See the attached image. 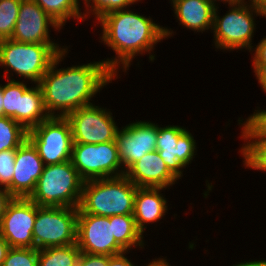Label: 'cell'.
Returning a JSON list of instances; mask_svg holds the SVG:
<instances>
[{"instance_id":"277c9868","label":"cell","mask_w":266,"mask_h":266,"mask_svg":"<svg viewBox=\"0 0 266 266\" xmlns=\"http://www.w3.org/2000/svg\"><path fill=\"white\" fill-rule=\"evenodd\" d=\"M221 5L216 6L214 12L213 48L221 52H250L253 47V37L260 21L263 10L244 0L239 3L228 4V11L220 15ZM258 22V23H256ZM245 49V50H244Z\"/></svg>"},{"instance_id":"7a4b0ae2","label":"cell","mask_w":266,"mask_h":266,"mask_svg":"<svg viewBox=\"0 0 266 266\" xmlns=\"http://www.w3.org/2000/svg\"><path fill=\"white\" fill-rule=\"evenodd\" d=\"M71 48L69 45L55 57L39 82L44 107L50 117H66L80 107L95 103L98 93L100 96L103 88L107 89L118 79L102 59L62 67Z\"/></svg>"},{"instance_id":"484cf974","label":"cell","mask_w":266,"mask_h":266,"mask_svg":"<svg viewBox=\"0 0 266 266\" xmlns=\"http://www.w3.org/2000/svg\"><path fill=\"white\" fill-rule=\"evenodd\" d=\"M82 3L83 22L93 17V23L110 12L127 9L138 4L135 0H82Z\"/></svg>"},{"instance_id":"30bf717a","label":"cell","mask_w":266,"mask_h":266,"mask_svg":"<svg viewBox=\"0 0 266 266\" xmlns=\"http://www.w3.org/2000/svg\"><path fill=\"white\" fill-rule=\"evenodd\" d=\"M112 109L98 103L80 107L66 116L72 131L73 143L99 144L116 141L120 128Z\"/></svg>"},{"instance_id":"d4e9b609","label":"cell","mask_w":266,"mask_h":266,"mask_svg":"<svg viewBox=\"0 0 266 266\" xmlns=\"http://www.w3.org/2000/svg\"><path fill=\"white\" fill-rule=\"evenodd\" d=\"M80 254L77 244L39 249L38 266H77Z\"/></svg>"},{"instance_id":"7c38bea8","label":"cell","mask_w":266,"mask_h":266,"mask_svg":"<svg viewBox=\"0 0 266 266\" xmlns=\"http://www.w3.org/2000/svg\"><path fill=\"white\" fill-rule=\"evenodd\" d=\"M76 244L88 254L112 256L125 252L114 238L113 222L99 215L78 213Z\"/></svg>"},{"instance_id":"ac0fdd59","label":"cell","mask_w":266,"mask_h":266,"mask_svg":"<svg viewBox=\"0 0 266 266\" xmlns=\"http://www.w3.org/2000/svg\"><path fill=\"white\" fill-rule=\"evenodd\" d=\"M125 176L137 187L171 189L179 180L168 170L157 150L145 154L133 163Z\"/></svg>"},{"instance_id":"2e32d148","label":"cell","mask_w":266,"mask_h":266,"mask_svg":"<svg viewBox=\"0 0 266 266\" xmlns=\"http://www.w3.org/2000/svg\"><path fill=\"white\" fill-rule=\"evenodd\" d=\"M44 166L37 149L27 139L16 150L12 196L14 198H29L36 188Z\"/></svg>"},{"instance_id":"8d00e7d4","label":"cell","mask_w":266,"mask_h":266,"mask_svg":"<svg viewBox=\"0 0 266 266\" xmlns=\"http://www.w3.org/2000/svg\"><path fill=\"white\" fill-rule=\"evenodd\" d=\"M149 263H144V265L141 266H173L171 265L168 261L167 256H160V257H156L153 258L152 260H150L148 258Z\"/></svg>"},{"instance_id":"ab89813d","label":"cell","mask_w":266,"mask_h":266,"mask_svg":"<svg viewBox=\"0 0 266 266\" xmlns=\"http://www.w3.org/2000/svg\"><path fill=\"white\" fill-rule=\"evenodd\" d=\"M256 81H258V85L260 86L262 93H266V73L262 74Z\"/></svg>"},{"instance_id":"60d3db41","label":"cell","mask_w":266,"mask_h":266,"mask_svg":"<svg viewBox=\"0 0 266 266\" xmlns=\"http://www.w3.org/2000/svg\"><path fill=\"white\" fill-rule=\"evenodd\" d=\"M246 1L252 3L254 6L262 10L266 7V0H246Z\"/></svg>"},{"instance_id":"52a82bcc","label":"cell","mask_w":266,"mask_h":266,"mask_svg":"<svg viewBox=\"0 0 266 266\" xmlns=\"http://www.w3.org/2000/svg\"><path fill=\"white\" fill-rule=\"evenodd\" d=\"M78 208L37 205L34 248L45 249L76 244Z\"/></svg>"},{"instance_id":"7bdbcfd3","label":"cell","mask_w":266,"mask_h":266,"mask_svg":"<svg viewBox=\"0 0 266 266\" xmlns=\"http://www.w3.org/2000/svg\"><path fill=\"white\" fill-rule=\"evenodd\" d=\"M263 18L266 19V7L263 9Z\"/></svg>"},{"instance_id":"1f68e13d","label":"cell","mask_w":266,"mask_h":266,"mask_svg":"<svg viewBox=\"0 0 266 266\" xmlns=\"http://www.w3.org/2000/svg\"><path fill=\"white\" fill-rule=\"evenodd\" d=\"M77 266H108V255L81 252Z\"/></svg>"},{"instance_id":"9c48e42d","label":"cell","mask_w":266,"mask_h":266,"mask_svg":"<svg viewBox=\"0 0 266 266\" xmlns=\"http://www.w3.org/2000/svg\"><path fill=\"white\" fill-rule=\"evenodd\" d=\"M28 140L37 149L44 165L70 161L73 138L66 117H49L28 130Z\"/></svg>"},{"instance_id":"b9f144b4","label":"cell","mask_w":266,"mask_h":266,"mask_svg":"<svg viewBox=\"0 0 266 266\" xmlns=\"http://www.w3.org/2000/svg\"><path fill=\"white\" fill-rule=\"evenodd\" d=\"M3 102H4V99H3V85H2V82L0 84V117L3 116Z\"/></svg>"},{"instance_id":"836d02e7","label":"cell","mask_w":266,"mask_h":266,"mask_svg":"<svg viewBox=\"0 0 266 266\" xmlns=\"http://www.w3.org/2000/svg\"><path fill=\"white\" fill-rule=\"evenodd\" d=\"M132 251H125L116 255L108 256V266H138L133 258L127 256ZM132 258V259H131Z\"/></svg>"},{"instance_id":"d6a6232c","label":"cell","mask_w":266,"mask_h":266,"mask_svg":"<svg viewBox=\"0 0 266 266\" xmlns=\"http://www.w3.org/2000/svg\"><path fill=\"white\" fill-rule=\"evenodd\" d=\"M266 109V108H265ZM256 106L252 114L246 119L262 134L266 135V110Z\"/></svg>"},{"instance_id":"ee69618b","label":"cell","mask_w":266,"mask_h":266,"mask_svg":"<svg viewBox=\"0 0 266 266\" xmlns=\"http://www.w3.org/2000/svg\"><path fill=\"white\" fill-rule=\"evenodd\" d=\"M135 1H136L138 4H139V3H143V2H142L143 0H135Z\"/></svg>"},{"instance_id":"d590c367","label":"cell","mask_w":266,"mask_h":266,"mask_svg":"<svg viewBox=\"0 0 266 266\" xmlns=\"http://www.w3.org/2000/svg\"><path fill=\"white\" fill-rule=\"evenodd\" d=\"M230 266H266V259L265 258H259L258 260L255 259H249L244 261L235 262V264H231Z\"/></svg>"},{"instance_id":"83f0119b","label":"cell","mask_w":266,"mask_h":266,"mask_svg":"<svg viewBox=\"0 0 266 266\" xmlns=\"http://www.w3.org/2000/svg\"><path fill=\"white\" fill-rule=\"evenodd\" d=\"M22 0L0 1V40L10 39L18 19Z\"/></svg>"},{"instance_id":"cb8c5ba5","label":"cell","mask_w":266,"mask_h":266,"mask_svg":"<svg viewBox=\"0 0 266 266\" xmlns=\"http://www.w3.org/2000/svg\"><path fill=\"white\" fill-rule=\"evenodd\" d=\"M5 82L3 83V116L10 117L21 124L22 95L32 83L8 79Z\"/></svg>"},{"instance_id":"e575fe53","label":"cell","mask_w":266,"mask_h":266,"mask_svg":"<svg viewBox=\"0 0 266 266\" xmlns=\"http://www.w3.org/2000/svg\"><path fill=\"white\" fill-rule=\"evenodd\" d=\"M13 198L14 197L7 189L0 187V222L6 211L7 205L13 200Z\"/></svg>"},{"instance_id":"5bb4252c","label":"cell","mask_w":266,"mask_h":266,"mask_svg":"<svg viewBox=\"0 0 266 266\" xmlns=\"http://www.w3.org/2000/svg\"><path fill=\"white\" fill-rule=\"evenodd\" d=\"M158 123L150 120L130 121L116 133L119 159L124 172L145 154L156 150Z\"/></svg>"},{"instance_id":"44dd1931","label":"cell","mask_w":266,"mask_h":266,"mask_svg":"<svg viewBox=\"0 0 266 266\" xmlns=\"http://www.w3.org/2000/svg\"><path fill=\"white\" fill-rule=\"evenodd\" d=\"M113 222V235L116 242L125 250H145L148 247L145 236L139 231L133 215H113L109 217ZM133 249V250H132Z\"/></svg>"},{"instance_id":"8fae6325","label":"cell","mask_w":266,"mask_h":266,"mask_svg":"<svg viewBox=\"0 0 266 266\" xmlns=\"http://www.w3.org/2000/svg\"><path fill=\"white\" fill-rule=\"evenodd\" d=\"M188 129L180 125L158 124L156 150L178 180H182L186 167H190L197 158L198 142L194 139V133Z\"/></svg>"},{"instance_id":"d6986e66","label":"cell","mask_w":266,"mask_h":266,"mask_svg":"<svg viewBox=\"0 0 266 266\" xmlns=\"http://www.w3.org/2000/svg\"><path fill=\"white\" fill-rule=\"evenodd\" d=\"M173 17L183 29L196 33L212 31L216 6L207 0H169ZM209 31V32H208Z\"/></svg>"},{"instance_id":"74e56055","label":"cell","mask_w":266,"mask_h":266,"mask_svg":"<svg viewBox=\"0 0 266 266\" xmlns=\"http://www.w3.org/2000/svg\"><path fill=\"white\" fill-rule=\"evenodd\" d=\"M11 247L5 241V239L0 234V266H2L4 259Z\"/></svg>"},{"instance_id":"7402d4cb","label":"cell","mask_w":266,"mask_h":266,"mask_svg":"<svg viewBox=\"0 0 266 266\" xmlns=\"http://www.w3.org/2000/svg\"><path fill=\"white\" fill-rule=\"evenodd\" d=\"M43 102V93L39 84L31 86L22 95L21 125L27 130L49 118Z\"/></svg>"},{"instance_id":"4fadbf2b","label":"cell","mask_w":266,"mask_h":266,"mask_svg":"<svg viewBox=\"0 0 266 266\" xmlns=\"http://www.w3.org/2000/svg\"><path fill=\"white\" fill-rule=\"evenodd\" d=\"M37 204L29 198H13L1 218L0 234L13 248H34L33 228Z\"/></svg>"},{"instance_id":"ffe728a7","label":"cell","mask_w":266,"mask_h":266,"mask_svg":"<svg viewBox=\"0 0 266 266\" xmlns=\"http://www.w3.org/2000/svg\"><path fill=\"white\" fill-rule=\"evenodd\" d=\"M237 125L241 129L238 136L242 140L239 155L245 169L266 174V135H262L246 118L238 117Z\"/></svg>"},{"instance_id":"f35d334b","label":"cell","mask_w":266,"mask_h":266,"mask_svg":"<svg viewBox=\"0 0 266 266\" xmlns=\"http://www.w3.org/2000/svg\"><path fill=\"white\" fill-rule=\"evenodd\" d=\"M207 1L211 2L215 6H219L220 4L223 3L227 8L228 4L239 3V2H242L244 0H207Z\"/></svg>"},{"instance_id":"4316f807","label":"cell","mask_w":266,"mask_h":266,"mask_svg":"<svg viewBox=\"0 0 266 266\" xmlns=\"http://www.w3.org/2000/svg\"><path fill=\"white\" fill-rule=\"evenodd\" d=\"M28 139V130L10 117H0V152L17 149Z\"/></svg>"},{"instance_id":"e0dca14e","label":"cell","mask_w":266,"mask_h":266,"mask_svg":"<svg viewBox=\"0 0 266 266\" xmlns=\"http://www.w3.org/2000/svg\"><path fill=\"white\" fill-rule=\"evenodd\" d=\"M166 190L169 191L170 189L161 187H137L133 216L136 226L143 236H148V234L144 233L153 229L151 225L154 224L157 228V223L159 225L164 223L162 221L160 222V220H165V216L171 210V203H168V198L165 195ZM147 226L149 228L148 230Z\"/></svg>"},{"instance_id":"f1b7e54d","label":"cell","mask_w":266,"mask_h":266,"mask_svg":"<svg viewBox=\"0 0 266 266\" xmlns=\"http://www.w3.org/2000/svg\"><path fill=\"white\" fill-rule=\"evenodd\" d=\"M39 250L11 247L2 266H38Z\"/></svg>"},{"instance_id":"603a6c76","label":"cell","mask_w":266,"mask_h":266,"mask_svg":"<svg viewBox=\"0 0 266 266\" xmlns=\"http://www.w3.org/2000/svg\"><path fill=\"white\" fill-rule=\"evenodd\" d=\"M61 28L69 20L83 22L82 0H34Z\"/></svg>"},{"instance_id":"6da1fadb","label":"cell","mask_w":266,"mask_h":266,"mask_svg":"<svg viewBox=\"0 0 266 266\" xmlns=\"http://www.w3.org/2000/svg\"><path fill=\"white\" fill-rule=\"evenodd\" d=\"M134 10V7H129L110 12L92 27V30L94 27V30L101 29L98 42L115 53L113 57L104 58L103 61L118 79H122L123 73L129 75L128 70L137 56L147 54L148 62L153 63L157 59L154 54L157 44L177 34L174 29L156 23L152 16Z\"/></svg>"},{"instance_id":"3957f363","label":"cell","mask_w":266,"mask_h":266,"mask_svg":"<svg viewBox=\"0 0 266 266\" xmlns=\"http://www.w3.org/2000/svg\"><path fill=\"white\" fill-rule=\"evenodd\" d=\"M63 44H30L12 39L0 40V78L39 84L55 57L69 47L66 43Z\"/></svg>"},{"instance_id":"9a60e30c","label":"cell","mask_w":266,"mask_h":266,"mask_svg":"<svg viewBox=\"0 0 266 266\" xmlns=\"http://www.w3.org/2000/svg\"><path fill=\"white\" fill-rule=\"evenodd\" d=\"M51 27V28H50ZM58 35L63 28L57 24L34 0H22L18 19L10 39L21 43L59 44L51 34ZM52 38V39H51ZM56 40V41H55Z\"/></svg>"},{"instance_id":"4dcf8cb0","label":"cell","mask_w":266,"mask_h":266,"mask_svg":"<svg viewBox=\"0 0 266 266\" xmlns=\"http://www.w3.org/2000/svg\"><path fill=\"white\" fill-rule=\"evenodd\" d=\"M249 53L252 56L251 69L257 80L262 74L266 73V35L257 44L253 45Z\"/></svg>"},{"instance_id":"8992f818","label":"cell","mask_w":266,"mask_h":266,"mask_svg":"<svg viewBox=\"0 0 266 266\" xmlns=\"http://www.w3.org/2000/svg\"><path fill=\"white\" fill-rule=\"evenodd\" d=\"M83 183L71 160L46 165L29 199L38 206L78 208Z\"/></svg>"},{"instance_id":"f546056e","label":"cell","mask_w":266,"mask_h":266,"mask_svg":"<svg viewBox=\"0 0 266 266\" xmlns=\"http://www.w3.org/2000/svg\"><path fill=\"white\" fill-rule=\"evenodd\" d=\"M16 150L17 149H9L0 152V187L7 189L11 195Z\"/></svg>"},{"instance_id":"ba28073f","label":"cell","mask_w":266,"mask_h":266,"mask_svg":"<svg viewBox=\"0 0 266 266\" xmlns=\"http://www.w3.org/2000/svg\"><path fill=\"white\" fill-rule=\"evenodd\" d=\"M71 162L84 182L125 175L116 141L73 143Z\"/></svg>"},{"instance_id":"5b68a950","label":"cell","mask_w":266,"mask_h":266,"mask_svg":"<svg viewBox=\"0 0 266 266\" xmlns=\"http://www.w3.org/2000/svg\"><path fill=\"white\" fill-rule=\"evenodd\" d=\"M137 186L125 175L85 181L78 213L133 215Z\"/></svg>"}]
</instances>
